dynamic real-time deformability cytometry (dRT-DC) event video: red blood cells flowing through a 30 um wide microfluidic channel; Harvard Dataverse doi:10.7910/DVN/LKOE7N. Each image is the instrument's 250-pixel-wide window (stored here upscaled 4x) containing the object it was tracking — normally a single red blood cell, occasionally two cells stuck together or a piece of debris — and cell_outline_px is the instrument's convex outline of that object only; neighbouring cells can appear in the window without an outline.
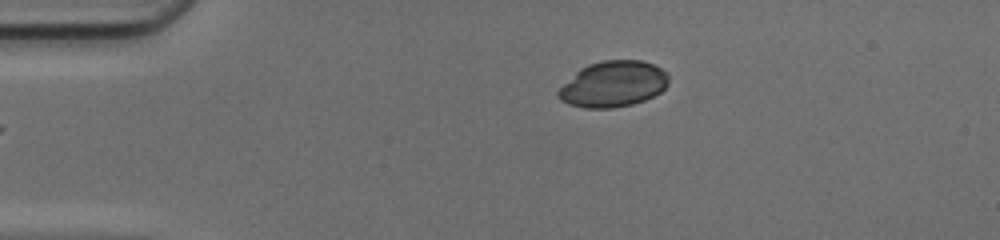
{"species": "common noctule bat (a hibernating species)", "species_latin": "Nyctalus noctula", "temperature_condition": "cold", "stored_images_in_passage": 40, "camera_frame_rate_fps": 3000, "um_per_image_px": 0.085, "animal": {"sex": "female", "body_mass_g": 17.0, "forearm_length_mm": 48.0}, "frame": {"image": 1, "passage_image": 1, "time_ms": 0.0, "image_size_px": [1000, 240], "cell_outline_px": [[668, 84], [660, 92], [644, 100], [632, 104], [612, 108], [584, 108], [568, 104], [560, 100], [556, 96], [556, 92], [580, 68], [588, 64], [604, 60], [640, 60], [652, 64], [668, 72]], "centroid_in_image_um": [52.11, 7.15], "position_along_channel_um": 32.9, "area_um2": 29.48}}
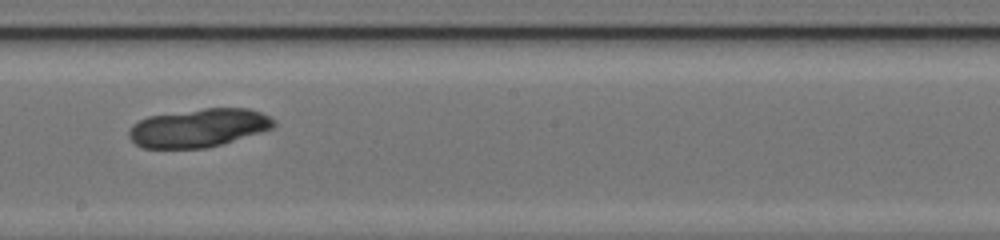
{"frame": {"image": 2, "passage_image": 19, "time_ms": 6.0, "image_size_px": [1000, 240], "cell_outline_px": [[276, 124], [272, 128], [260, 132], [220, 144], [204, 148], [144, 148], [136, 144], [128, 136], [128, 132], [132, 124], [148, 116], [204, 108], [248, 108], [260, 112], [276, 120]], "centroid_in_image_um": [16.86, 10.86], "position_along_channel_um": 231.3, "area_um2": 32.19}}
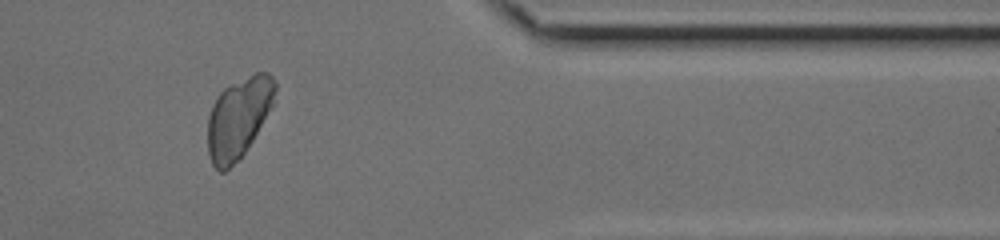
{"frame": {"image": 3, "passage_image": 32, "time_ms": 10.333, "image_size_px": [1000, 240], "cell_outline_px": [[276, 88], [272, 104], [252, 140], [244, 152], [224, 172], [220, 172], [212, 164], [208, 152], [208, 116], [212, 104], [220, 92], [224, 88], [256, 72], [268, 72], [276, 80]], "centroid_in_image_um": [20.25, 9.98], "position_along_channel_um": 391.1, "area_um2": 30.92}}